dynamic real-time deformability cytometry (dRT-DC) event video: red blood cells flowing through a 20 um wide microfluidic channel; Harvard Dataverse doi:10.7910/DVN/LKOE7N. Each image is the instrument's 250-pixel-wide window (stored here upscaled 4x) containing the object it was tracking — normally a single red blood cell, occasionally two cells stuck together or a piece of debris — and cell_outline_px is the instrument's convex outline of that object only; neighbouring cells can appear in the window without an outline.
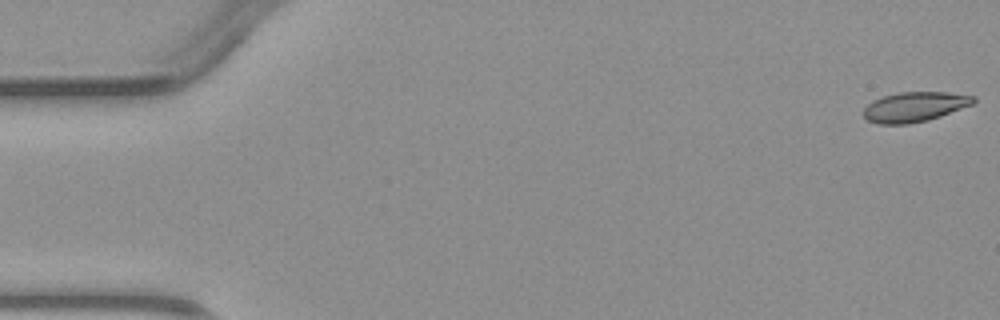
{"species": "common noctule bat (a hibernating species)", "species_latin": "Nyctalus noctula", "temperature_condition": "warm", "stored_images_in_passage": 4, "camera_frame_rate_fps": 3000, "um_per_image_px": 0.085, "animal": {"sex": "male", "body_mass_g": 23.1, "forearm_length_mm": 52.7}, "frame": {"image": 1, "passage_image": 1, "time_ms": 0.0, "image_size_px": [1000, 320], "cell_outline_px": [[976, 100], [972, 104], [940, 116], [928, 120], [908, 124], [880, 124], [868, 120], [864, 116], [864, 108], [872, 100], [884, 96], [900, 92], [948, 92], [976, 96]], "centroid_in_image_um": [77.74, 9.07], "position_along_channel_um": 7.3, "area_um2": 19.02}}
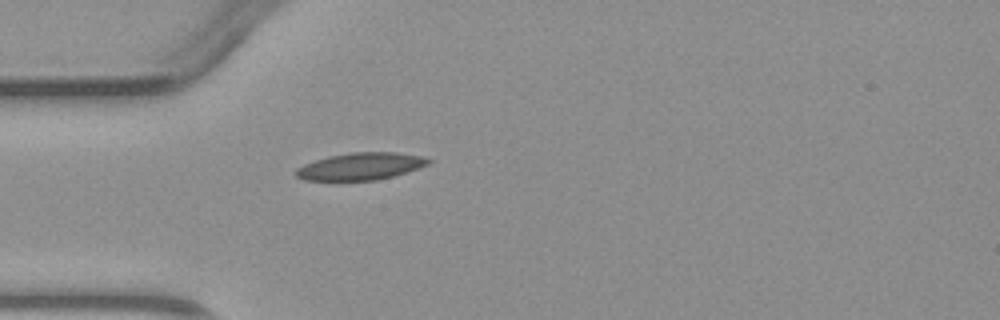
{"frame": {"image": 2, "passage_image": 4, "time_ms": 4.333, "image_size_px": [1000, 320], "cell_outline_px": [[432, 160], [428, 164], [392, 176], [376, 180], [304, 180], [296, 176], [296, 168], [304, 164], [328, 156], [348, 152], [396, 152], [420, 156]], "centroid_in_image_um": [30.61, 14.13], "position_along_channel_um": 54.4, "area_um2": 20.69}}